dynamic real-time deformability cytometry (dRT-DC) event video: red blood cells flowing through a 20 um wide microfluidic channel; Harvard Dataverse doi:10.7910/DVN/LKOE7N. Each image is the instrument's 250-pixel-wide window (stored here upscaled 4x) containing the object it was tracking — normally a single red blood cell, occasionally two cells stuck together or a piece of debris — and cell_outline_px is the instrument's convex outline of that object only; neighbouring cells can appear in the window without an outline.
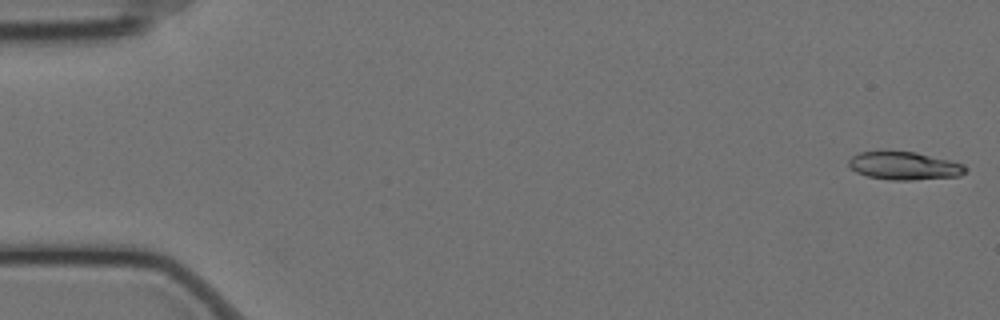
{"species": "Egyptian fruit bat (a non-hibernating species)", "species_latin": "Rousettus aegyptiacus", "temperature_condition": "cold", "stored_images_in_passage": 14, "camera_frame_rate_fps": 3000, "um_per_image_px": 0.085, "animal": {"sex": "female"}, "frame": {"image": 1, "passage_image": 1, "time_ms": 0.0, "image_size_px": [1000, 320], "cell_outline_px": [[968, 168], [960, 176], [912, 180], [892, 180], [868, 176], [856, 172], [848, 164], [848, 160], [852, 156], [860, 152], [880, 148], [884, 148], [916, 152], [964, 164]], "centroid_in_image_um": [76.81, 14.04], "position_along_channel_um": 8.2, "area_um2": 19.65}}